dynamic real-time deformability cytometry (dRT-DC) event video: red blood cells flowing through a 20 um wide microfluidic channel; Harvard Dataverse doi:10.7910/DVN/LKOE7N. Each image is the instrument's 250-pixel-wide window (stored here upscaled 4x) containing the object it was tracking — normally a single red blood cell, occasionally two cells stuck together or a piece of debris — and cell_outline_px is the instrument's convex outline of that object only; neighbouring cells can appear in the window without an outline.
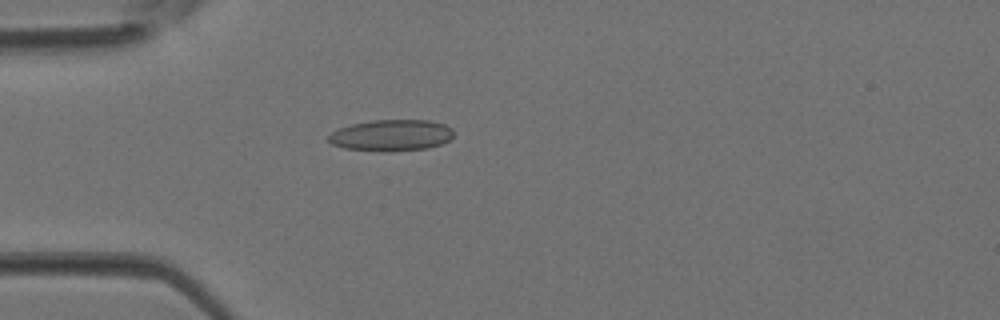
{"species": "Egyptian fruit bat (a non-hibernating species)", "species_latin": "Rousettus aegyptiacus", "temperature_condition": "room temperature", "stored_images_in_passage": 3, "camera_frame_rate_fps": 3000, "um_per_image_px": 0.085, "animal": {"sex": "female"}, "frame": {"image": 1, "passage_image": 3, "time_ms": 0.667, "image_size_px": [1000, 320], "cell_outline_px": [[452, 136], [448, 140], [440, 144], [428, 148], [392, 152], [384, 152], [344, 148], [332, 144], [328, 140], [328, 136], [332, 132], [340, 128], [352, 124], [372, 120], [428, 120], [444, 124], [452, 128]], "centroid_in_image_um": [33.25, 11.51], "position_along_channel_um": 51.7, "area_um2": 22.89}}